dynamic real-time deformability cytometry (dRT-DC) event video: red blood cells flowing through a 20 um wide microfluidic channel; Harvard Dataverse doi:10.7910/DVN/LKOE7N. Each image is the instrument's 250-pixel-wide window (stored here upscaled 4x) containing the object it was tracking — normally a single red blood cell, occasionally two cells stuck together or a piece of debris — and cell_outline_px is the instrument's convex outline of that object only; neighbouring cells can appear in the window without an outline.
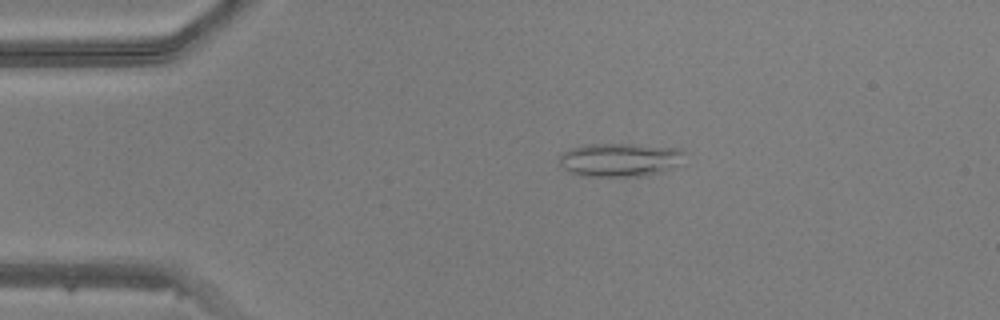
{"species": "common noctule bat (a hibernating species)", "species_latin": "Nyctalus noctula", "temperature_condition": "warm", "stored_images_in_passage": 49, "camera_frame_rate_fps": 3000, "um_per_image_px": 0.085, "animal": {"sex": "male", "body_mass_g": 20.5, "forearm_length_mm": 52.5}, "frame": {"image": 1, "passage_image": 10, "time_ms": 3.0, "image_size_px": [1000, 320], "cell_outline_px": [[688, 164], [648, 176], [584, 176], [572, 172], [564, 168], [560, 164], [560, 152], [572, 148], [588, 144], [632, 144], [684, 148]], "centroid_in_image_um": [52.86, 13.58], "position_along_channel_um": 32.1, "area_um2": 25.2}}
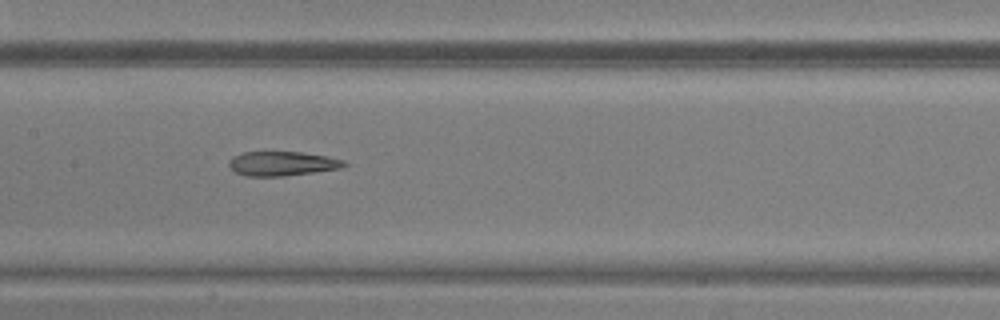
{"frame": {"image": 2, "passage_image": 24, "time_ms": 7.667, "image_size_px": [1000, 320], "cell_outline_px": [[348, 164], [340, 168], [284, 176], [248, 176], [236, 172], [228, 164], [228, 160], [232, 156], [244, 152], [300, 152], [328, 156], [344, 160]], "centroid_in_image_um": [23.98, 13.89], "position_along_channel_um": 183.4, "area_um2": 16.24}}
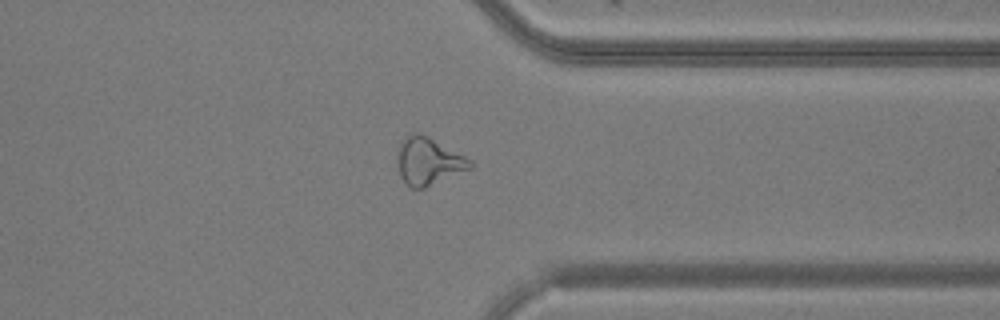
{"frame": {"image": 3, "passage_image": 38, "time_ms": 12.333, "image_size_px": [1000, 320], "cell_outline_px": [[476, 164], [472, 168], [424, 188], [412, 188], [400, 176], [396, 160], [396, 152], [400, 144], [408, 136], [416, 132], [420, 132], [428, 136], [472, 160]], "centroid_in_image_um": [36.42, 13.7], "position_along_channel_um": 375.0, "area_um2": 20.06}}